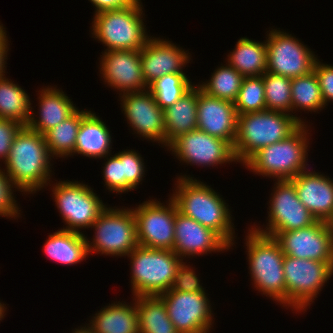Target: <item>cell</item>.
Wrapping results in <instances>:
<instances>
[{
    "label": "cell",
    "mask_w": 333,
    "mask_h": 333,
    "mask_svg": "<svg viewBox=\"0 0 333 333\" xmlns=\"http://www.w3.org/2000/svg\"><path fill=\"white\" fill-rule=\"evenodd\" d=\"M196 83L186 73H171L155 79L148 85L156 103L165 110L177 102Z\"/></svg>",
    "instance_id": "34"
},
{
    "label": "cell",
    "mask_w": 333,
    "mask_h": 333,
    "mask_svg": "<svg viewBox=\"0 0 333 333\" xmlns=\"http://www.w3.org/2000/svg\"><path fill=\"white\" fill-rule=\"evenodd\" d=\"M328 225H329L330 230H331V232L333 234V217L328 221Z\"/></svg>",
    "instance_id": "47"
},
{
    "label": "cell",
    "mask_w": 333,
    "mask_h": 333,
    "mask_svg": "<svg viewBox=\"0 0 333 333\" xmlns=\"http://www.w3.org/2000/svg\"><path fill=\"white\" fill-rule=\"evenodd\" d=\"M237 115L266 110L263 77H244L234 102Z\"/></svg>",
    "instance_id": "36"
},
{
    "label": "cell",
    "mask_w": 333,
    "mask_h": 333,
    "mask_svg": "<svg viewBox=\"0 0 333 333\" xmlns=\"http://www.w3.org/2000/svg\"><path fill=\"white\" fill-rule=\"evenodd\" d=\"M139 333H179L159 296H136Z\"/></svg>",
    "instance_id": "31"
},
{
    "label": "cell",
    "mask_w": 333,
    "mask_h": 333,
    "mask_svg": "<svg viewBox=\"0 0 333 333\" xmlns=\"http://www.w3.org/2000/svg\"><path fill=\"white\" fill-rule=\"evenodd\" d=\"M82 325L72 328L71 333H94L93 329L85 322V324L81 323Z\"/></svg>",
    "instance_id": "45"
},
{
    "label": "cell",
    "mask_w": 333,
    "mask_h": 333,
    "mask_svg": "<svg viewBox=\"0 0 333 333\" xmlns=\"http://www.w3.org/2000/svg\"><path fill=\"white\" fill-rule=\"evenodd\" d=\"M272 28L266 31L267 71L289 79L310 74L319 58L301 39L286 30Z\"/></svg>",
    "instance_id": "12"
},
{
    "label": "cell",
    "mask_w": 333,
    "mask_h": 333,
    "mask_svg": "<svg viewBox=\"0 0 333 333\" xmlns=\"http://www.w3.org/2000/svg\"><path fill=\"white\" fill-rule=\"evenodd\" d=\"M16 191L19 192L0 166V217L9 220H18L22 217L20 204L16 200Z\"/></svg>",
    "instance_id": "38"
},
{
    "label": "cell",
    "mask_w": 333,
    "mask_h": 333,
    "mask_svg": "<svg viewBox=\"0 0 333 333\" xmlns=\"http://www.w3.org/2000/svg\"><path fill=\"white\" fill-rule=\"evenodd\" d=\"M244 237L248 273L251 285L276 305L286 309V282L284 277V253L279 243L270 236L256 232L250 225Z\"/></svg>",
    "instance_id": "3"
},
{
    "label": "cell",
    "mask_w": 333,
    "mask_h": 333,
    "mask_svg": "<svg viewBox=\"0 0 333 333\" xmlns=\"http://www.w3.org/2000/svg\"><path fill=\"white\" fill-rule=\"evenodd\" d=\"M90 228L94 229L93 237L85 235L89 255L126 259L138 246L136 219L131 206L107 205Z\"/></svg>",
    "instance_id": "8"
},
{
    "label": "cell",
    "mask_w": 333,
    "mask_h": 333,
    "mask_svg": "<svg viewBox=\"0 0 333 333\" xmlns=\"http://www.w3.org/2000/svg\"><path fill=\"white\" fill-rule=\"evenodd\" d=\"M5 26L0 21V77L3 75H7V60H8V52H10V44L9 38L7 35V31L5 30ZM7 59V60H6Z\"/></svg>",
    "instance_id": "44"
},
{
    "label": "cell",
    "mask_w": 333,
    "mask_h": 333,
    "mask_svg": "<svg viewBox=\"0 0 333 333\" xmlns=\"http://www.w3.org/2000/svg\"><path fill=\"white\" fill-rule=\"evenodd\" d=\"M54 180L56 182L51 181L46 188L51 186L48 189L65 224L60 229L85 234L82 230L92 226L108 203L88 183L75 179Z\"/></svg>",
    "instance_id": "9"
},
{
    "label": "cell",
    "mask_w": 333,
    "mask_h": 333,
    "mask_svg": "<svg viewBox=\"0 0 333 333\" xmlns=\"http://www.w3.org/2000/svg\"><path fill=\"white\" fill-rule=\"evenodd\" d=\"M286 309L296 315L307 312L333 276V263L284 255ZM303 312V313H302Z\"/></svg>",
    "instance_id": "10"
},
{
    "label": "cell",
    "mask_w": 333,
    "mask_h": 333,
    "mask_svg": "<svg viewBox=\"0 0 333 333\" xmlns=\"http://www.w3.org/2000/svg\"><path fill=\"white\" fill-rule=\"evenodd\" d=\"M53 159L44 135L23 126L12 143L3 170L22 196H34L52 181Z\"/></svg>",
    "instance_id": "2"
},
{
    "label": "cell",
    "mask_w": 333,
    "mask_h": 333,
    "mask_svg": "<svg viewBox=\"0 0 333 333\" xmlns=\"http://www.w3.org/2000/svg\"><path fill=\"white\" fill-rule=\"evenodd\" d=\"M290 181L299 200L317 220L328 222L333 217V178L310 166Z\"/></svg>",
    "instance_id": "22"
},
{
    "label": "cell",
    "mask_w": 333,
    "mask_h": 333,
    "mask_svg": "<svg viewBox=\"0 0 333 333\" xmlns=\"http://www.w3.org/2000/svg\"><path fill=\"white\" fill-rule=\"evenodd\" d=\"M273 238L284 255L333 263V234L328 222L317 220L305 228L278 232Z\"/></svg>",
    "instance_id": "17"
},
{
    "label": "cell",
    "mask_w": 333,
    "mask_h": 333,
    "mask_svg": "<svg viewBox=\"0 0 333 333\" xmlns=\"http://www.w3.org/2000/svg\"><path fill=\"white\" fill-rule=\"evenodd\" d=\"M43 244V252L49 260L63 266L81 264L89 258L85 234L58 229L51 234Z\"/></svg>",
    "instance_id": "26"
},
{
    "label": "cell",
    "mask_w": 333,
    "mask_h": 333,
    "mask_svg": "<svg viewBox=\"0 0 333 333\" xmlns=\"http://www.w3.org/2000/svg\"><path fill=\"white\" fill-rule=\"evenodd\" d=\"M166 148L178 137L197 129V84L164 110Z\"/></svg>",
    "instance_id": "27"
},
{
    "label": "cell",
    "mask_w": 333,
    "mask_h": 333,
    "mask_svg": "<svg viewBox=\"0 0 333 333\" xmlns=\"http://www.w3.org/2000/svg\"><path fill=\"white\" fill-rule=\"evenodd\" d=\"M238 115L233 102L212 97L197 85V129L227 141L232 147Z\"/></svg>",
    "instance_id": "21"
},
{
    "label": "cell",
    "mask_w": 333,
    "mask_h": 333,
    "mask_svg": "<svg viewBox=\"0 0 333 333\" xmlns=\"http://www.w3.org/2000/svg\"><path fill=\"white\" fill-rule=\"evenodd\" d=\"M209 78L196 83L203 92L212 97L235 102L244 79L243 75L225 62L215 68Z\"/></svg>",
    "instance_id": "33"
},
{
    "label": "cell",
    "mask_w": 333,
    "mask_h": 333,
    "mask_svg": "<svg viewBox=\"0 0 333 333\" xmlns=\"http://www.w3.org/2000/svg\"><path fill=\"white\" fill-rule=\"evenodd\" d=\"M189 50L162 37H151L140 50L142 75L149 85L155 79L171 73H186L185 67L193 61ZM184 70V71H183Z\"/></svg>",
    "instance_id": "20"
},
{
    "label": "cell",
    "mask_w": 333,
    "mask_h": 333,
    "mask_svg": "<svg viewBox=\"0 0 333 333\" xmlns=\"http://www.w3.org/2000/svg\"><path fill=\"white\" fill-rule=\"evenodd\" d=\"M121 112L129 130L135 137L157 143L166 148L164 110L156 103L148 90L125 93L118 96Z\"/></svg>",
    "instance_id": "15"
},
{
    "label": "cell",
    "mask_w": 333,
    "mask_h": 333,
    "mask_svg": "<svg viewBox=\"0 0 333 333\" xmlns=\"http://www.w3.org/2000/svg\"><path fill=\"white\" fill-rule=\"evenodd\" d=\"M101 54L98 58L100 80L118 96L148 89L142 75L140 50L102 51Z\"/></svg>",
    "instance_id": "18"
},
{
    "label": "cell",
    "mask_w": 333,
    "mask_h": 333,
    "mask_svg": "<svg viewBox=\"0 0 333 333\" xmlns=\"http://www.w3.org/2000/svg\"><path fill=\"white\" fill-rule=\"evenodd\" d=\"M122 162L123 177H125V193L137 190L139 185L143 183L146 175V163L144 158L134 149H123L115 153Z\"/></svg>",
    "instance_id": "37"
},
{
    "label": "cell",
    "mask_w": 333,
    "mask_h": 333,
    "mask_svg": "<svg viewBox=\"0 0 333 333\" xmlns=\"http://www.w3.org/2000/svg\"><path fill=\"white\" fill-rule=\"evenodd\" d=\"M23 126L16 120L0 118V166L5 163L12 143Z\"/></svg>",
    "instance_id": "42"
},
{
    "label": "cell",
    "mask_w": 333,
    "mask_h": 333,
    "mask_svg": "<svg viewBox=\"0 0 333 333\" xmlns=\"http://www.w3.org/2000/svg\"><path fill=\"white\" fill-rule=\"evenodd\" d=\"M112 133L102 117L92 110L81 120L74 149V156L101 160L112 152Z\"/></svg>",
    "instance_id": "24"
},
{
    "label": "cell",
    "mask_w": 333,
    "mask_h": 333,
    "mask_svg": "<svg viewBox=\"0 0 333 333\" xmlns=\"http://www.w3.org/2000/svg\"><path fill=\"white\" fill-rule=\"evenodd\" d=\"M302 124L294 116L264 110L238 115L233 152L242 166L259 149L287 139Z\"/></svg>",
    "instance_id": "5"
},
{
    "label": "cell",
    "mask_w": 333,
    "mask_h": 333,
    "mask_svg": "<svg viewBox=\"0 0 333 333\" xmlns=\"http://www.w3.org/2000/svg\"><path fill=\"white\" fill-rule=\"evenodd\" d=\"M180 174L175 176V187L171 189L173 193L168 195L175 202L178 212L217 232L233 250L237 244V228L227 200L201 179L187 173Z\"/></svg>",
    "instance_id": "1"
},
{
    "label": "cell",
    "mask_w": 333,
    "mask_h": 333,
    "mask_svg": "<svg viewBox=\"0 0 333 333\" xmlns=\"http://www.w3.org/2000/svg\"><path fill=\"white\" fill-rule=\"evenodd\" d=\"M130 260V287L133 297L159 296L168 290L183 261L174 251L154 249L141 245L128 255Z\"/></svg>",
    "instance_id": "7"
},
{
    "label": "cell",
    "mask_w": 333,
    "mask_h": 333,
    "mask_svg": "<svg viewBox=\"0 0 333 333\" xmlns=\"http://www.w3.org/2000/svg\"><path fill=\"white\" fill-rule=\"evenodd\" d=\"M291 99L292 116L301 124H311L306 121L307 117L304 119L301 117L303 111L308 114L309 112L320 113L321 110L327 108L322 99L319 81L314 71L308 75L291 79ZM298 112L301 113L300 116L297 115Z\"/></svg>",
    "instance_id": "29"
},
{
    "label": "cell",
    "mask_w": 333,
    "mask_h": 333,
    "mask_svg": "<svg viewBox=\"0 0 333 333\" xmlns=\"http://www.w3.org/2000/svg\"><path fill=\"white\" fill-rule=\"evenodd\" d=\"M149 198L131 207L136 219L138 245L173 251L177 206L170 197L165 202Z\"/></svg>",
    "instance_id": "13"
},
{
    "label": "cell",
    "mask_w": 333,
    "mask_h": 333,
    "mask_svg": "<svg viewBox=\"0 0 333 333\" xmlns=\"http://www.w3.org/2000/svg\"><path fill=\"white\" fill-rule=\"evenodd\" d=\"M37 94V112L31 103V113L26 126L44 135L48 130L70 117L79 107L67 96L62 87L42 86ZM36 113V114H35Z\"/></svg>",
    "instance_id": "23"
},
{
    "label": "cell",
    "mask_w": 333,
    "mask_h": 333,
    "mask_svg": "<svg viewBox=\"0 0 333 333\" xmlns=\"http://www.w3.org/2000/svg\"><path fill=\"white\" fill-rule=\"evenodd\" d=\"M112 301L99 309L87 324L94 333H139L136 297L132 301Z\"/></svg>",
    "instance_id": "25"
},
{
    "label": "cell",
    "mask_w": 333,
    "mask_h": 333,
    "mask_svg": "<svg viewBox=\"0 0 333 333\" xmlns=\"http://www.w3.org/2000/svg\"><path fill=\"white\" fill-rule=\"evenodd\" d=\"M145 16L143 3L137 0L127 8L93 15L89 32L93 39L106 47L105 52L141 50L152 37L146 29Z\"/></svg>",
    "instance_id": "6"
},
{
    "label": "cell",
    "mask_w": 333,
    "mask_h": 333,
    "mask_svg": "<svg viewBox=\"0 0 333 333\" xmlns=\"http://www.w3.org/2000/svg\"><path fill=\"white\" fill-rule=\"evenodd\" d=\"M166 149L181 165L218 169V165L238 164L233 147L227 141L198 129L176 138Z\"/></svg>",
    "instance_id": "14"
},
{
    "label": "cell",
    "mask_w": 333,
    "mask_h": 333,
    "mask_svg": "<svg viewBox=\"0 0 333 333\" xmlns=\"http://www.w3.org/2000/svg\"><path fill=\"white\" fill-rule=\"evenodd\" d=\"M174 229L173 251L184 261L196 256L212 255V252L224 253L231 250V246L217 232L178 211L175 214Z\"/></svg>",
    "instance_id": "19"
},
{
    "label": "cell",
    "mask_w": 333,
    "mask_h": 333,
    "mask_svg": "<svg viewBox=\"0 0 333 333\" xmlns=\"http://www.w3.org/2000/svg\"><path fill=\"white\" fill-rule=\"evenodd\" d=\"M28 94L18 83L9 79V76H1L0 118L16 120L26 126L33 102Z\"/></svg>",
    "instance_id": "32"
},
{
    "label": "cell",
    "mask_w": 333,
    "mask_h": 333,
    "mask_svg": "<svg viewBox=\"0 0 333 333\" xmlns=\"http://www.w3.org/2000/svg\"><path fill=\"white\" fill-rule=\"evenodd\" d=\"M91 111L77 109L70 117L57 124L44 134L46 145L55 159H68L74 156L77 132L81 120Z\"/></svg>",
    "instance_id": "30"
},
{
    "label": "cell",
    "mask_w": 333,
    "mask_h": 333,
    "mask_svg": "<svg viewBox=\"0 0 333 333\" xmlns=\"http://www.w3.org/2000/svg\"><path fill=\"white\" fill-rule=\"evenodd\" d=\"M266 110L292 115L291 79L265 72L263 75Z\"/></svg>",
    "instance_id": "35"
},
{
    "label": "cell",
    "mask_w": 333,
    "mask_h": 333,
    "mask_svg": "<svg viewBox=\"0 0 333 333\" xmlns=\"http://www.w3.org/2000/svg\"><path fill=\"white\" fill-rule=\"evenodd\" d=\"M187 262L188 260H185V262L183 260L179 265L170 290L179 292H207L205 287L202 286V280H200L199 275L196 273L195 267H192L193 264H189L190 261Z\"/></svg>",
    "instance_id": "40"
},
{
    "label": "cell",
    "mask_w": 333,
    "mask_h": 333,
    "mask_svg": "<svg viewBox=\"0 0 333 333\" xmlns=\"http://www.w3.org/2000/svg\"><path fill=\"white\" fill-rule=\"evenodd\" d=\"M320 60L319 58L316 60L313 71L318 78L322 99L327 107L329 103H333V64Z\"/></svg>",
    "instance_id": "41"
},
{
    "label": "cell",
    "mask_w": 333,
    "mask_h": 333,
    "mask_svg": "<svg viewBox=\"0 0 333 333\" xmlns=\"http://www.w3.org/2000/svg\"><path fill=\"white\" fill-rule=\"evenodd\" d=\"M273 182V190L271 188L272 192L266 203V224L253 222L250 225L256 232L273 237L278 232L298 230L317 221L299 200L296 188L290 180Z\"/></svg>",
    "instance_id": "11"
},
{
    "label": "cell",
    "mask_w": 333,
    "mask_h": 333,
    "mask_svg": "<svg viewBox=\"0 0 333 333\" xmlns=\"http://www.w3.org/2000/svg\"><path fill=\"white\" fill-rule=\"evenodd\" d=\"M94 7L93 15L108 11L116 10L121 8H127L133 5L137 0H88Z\"/></svg>",
    "instance_id": "43"
},
{
    "label": "cell",
    "mask_w": 333,
    "mask_h": 333,
    "mask_svg": "<svg viewBox=\"0 0 333 333\" xmlns=\"http://www.w3.org/2000/svg\"><path fill=\"white\" fill-rule=\"evenodd\" d=\"M207 292L168 290L159 295L168 316L179 333H210L215 323L214 311Z\"/></svg>",
    "instance_id": "16"
},
{
    "label": "cell",
    "mask_w": 333,
    "mask_h": 333,
    "mask_svg": "<svg viewBox=\"0 0 333 333\" xmlns=\"http://www.w3.org/2000/svg\"><path fill=\"white\" fill-rule=\"evenodd\" d=\"M104 166L102 169V177L104 181V187H106V191L109 190V194L112 192L114 194H125V177H123L122 170V162L120 159L114 154H109L105 156Z\"/></svg>",
    "instance_id": "39"
},
{
    "label": "cell",
    "mask_w": 333,
    "mask_h": 333,
    "mask_svg": "<svg viewBox=\"0 0 333 333\" xmlns=\"http://www.w3.org/2000/svg\"><path fill=\"white\" fill-rule=\"evenodd\" d=\"M8 307L6 306V304L4 302H2V300L0 301V322L2 320H4L5 316L7 315V310Z\"/></svg>",
    "instance_id": "46"
},
{
    "label": "cell",
    "mask_w": 333,
    "mask_h": 333,
    "mask_svg": "<svg viewBox=\"0 0 333 333\" xmlns=\"http://www.w3.org/2000/svg\"><path fill=\"white\" fill-rule=\"evenodd\" d=\"M311 128L310 124H302L287 139L259 149L242 165L243 168L273 181L290 180L306 171L310 168Z\"/></svg>",
    "instance_id": "4"
},
{
    "label": "cell",
    "mask_w": 333,
    "mask_h": 333,
    "mask_svg": "<svg viewBox=\"0 0 333 333\" xmlns=\"http://www.w3.org/2000/svg\"><path fill=\"white\" fill-rule=\"evenodd\" d=\"M226 62L244 77L261 76L267 71V47L265 40L241 37L232 51L226 55Z\"/></svg>",
    "instance_id": "28"
}]
</instances>
